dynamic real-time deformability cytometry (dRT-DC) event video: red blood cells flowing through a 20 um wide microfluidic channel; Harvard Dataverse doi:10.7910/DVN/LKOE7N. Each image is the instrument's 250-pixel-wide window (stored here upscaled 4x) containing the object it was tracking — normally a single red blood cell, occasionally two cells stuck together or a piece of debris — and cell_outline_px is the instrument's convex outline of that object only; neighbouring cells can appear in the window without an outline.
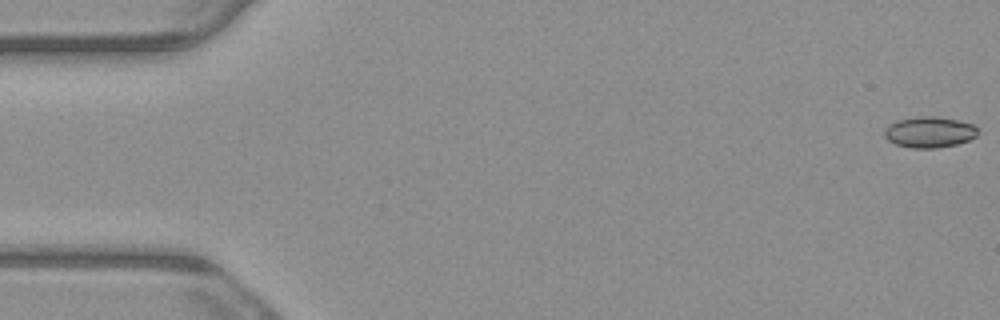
{"species": "common noctule bat (a hibernating species)", "species_latin": "Nyctalus noctula", "temperature_condition": "warm", "stored_images_in_passage": 8, "camera_frame_rate_fps": 3000, "um_per_image_px": 0.085, "animal": {"sex": "male", "body_mass_g": 23.1, "forearm_length_mm": 52.7}, "frame": {"image": 1, "passage_image": 1, "time_ms": 0.0, "image_size_px": [1000, 320], "cell_outline_px": [[976, 136], [968, 140], [956, 144], [936, 148], [912, 148], [896, 144], [888, 140], [884, 136], [884, 128], [896, 120], [916, 116], [936, 116], [960, 120], [976, 124]], "centroid_in_image_um": [78.99, 11.21], "position_along_channel_um": 6.0, "area_um2": 16.99}}
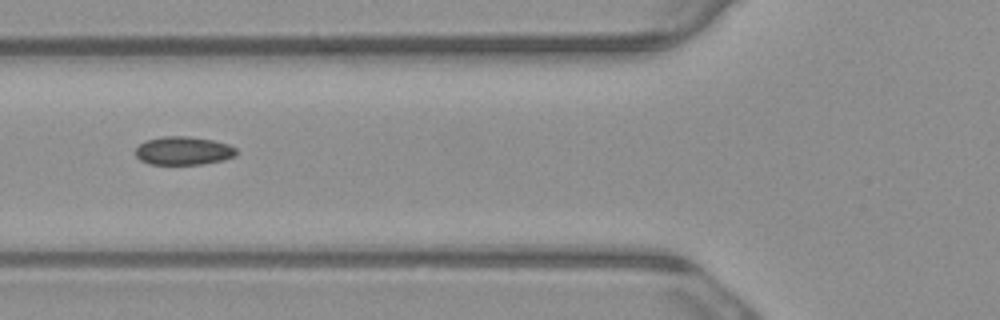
{"frame": {"image": 2, "passage_image": 6, "time_ms": 1.667, "image_size_px": [1000, 320], "cell_outline_px": [[236, 156], [224, 160], [200, 164], [148, 164], [140, 160], [136, 156], [136, 148], [144, 140], [164, 136], [188, 136], [212, 140], [228, 144], [236, 148]], "centroid_in_image_um": [15.58, 12.81], "position_along_channel_um": 110.2, "area_um2": 16.7}}
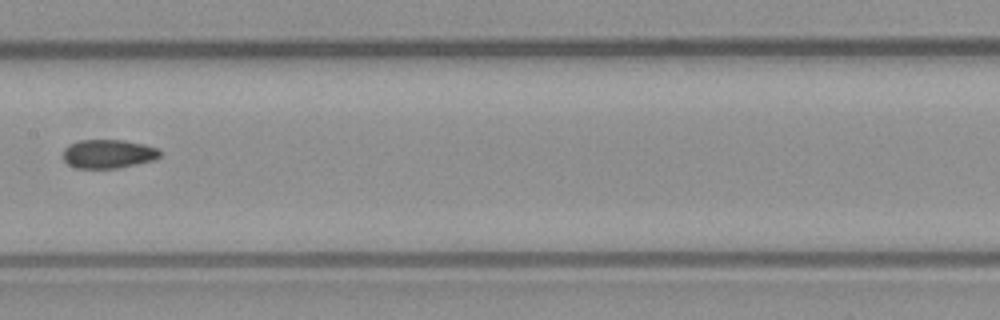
{"frame": {"image": 3, "passage_image": 8, "time_ms": 2.333, "image_size_px": [1000, 320], "cell_outline_px": [[164, 152], [156, 160], [116, 168], [76, 168], [68, 164], [60, 156], [64, 148], [68, 144], [80, 140], [124, 140], [144, 144], [160, 148]], "centroid_in_image_um": [9.22, 13.07], "position_along_channel_um": 198.2, "area_um2": 16.65}}